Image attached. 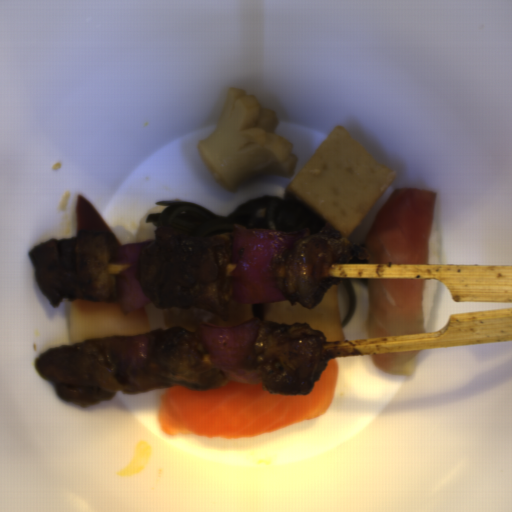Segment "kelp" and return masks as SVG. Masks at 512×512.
Masks as SVG:
<instances>
[{"label":"kelp","mask_w":512,"mask_h":512,"mask_svg":"<svg viewBox=\"0 0 512 512\" xmlns=\"http://www.w3.org/2000/svg\"><path fill=\"white\" fill-rule=\"evenodd\" d=\"M166 205L160 212L148 214L146 222L172 227L190 237H210L233 233L234 225L273 232L308 230L309 236L326 227L312 208L279 196H263L240 205L228 216H220L198 204L182 200L158 201Z\"/></svg>","instance_id":"kelp-1"},{"label":"kelp","mask_w":512,"mask_h":512,"mask_svg":"<svg viewBox=\"0 0 512 512\" xmlns=\"http://www.w3.org/2000/svg\"><path fill=\"white\" fill-rule=\"evenodd\" d=\"M336 280H340V282L345 287V289L349 295V298H350L349 310H348V313H347L346 317L344 318V320L342 322V326H341L344 328L355 314V310H356V306H357V293L355 291V288H354V285H353L351 279L337 278Z\"/></svg>","instance_id":"kelp-2"}]
</instances>
